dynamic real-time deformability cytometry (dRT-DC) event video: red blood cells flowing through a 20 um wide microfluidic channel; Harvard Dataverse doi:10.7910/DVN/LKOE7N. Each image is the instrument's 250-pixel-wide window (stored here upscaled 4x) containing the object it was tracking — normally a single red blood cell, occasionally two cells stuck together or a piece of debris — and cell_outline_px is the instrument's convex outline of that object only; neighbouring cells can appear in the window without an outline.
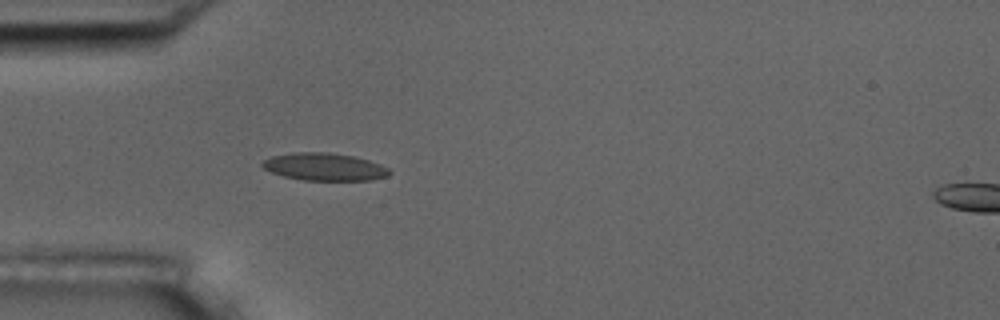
{"species": "common noctule bat (a hibernating species)", "species_latin": "Nyctalus noctula", "temperature_condition": "room temperature", "stored_images_in_passage": 5, "camera_frame_rate_fps": 3000, "um_per_image_px": 0.085, "animal": {"sex": "male", "body_mass_g": 17.5, "forearm_length_mm": 52.3}, "frame": {"image": 1, "passage_image": 5, "time_ms": 4.667, "image_size_px": [1000, 320], "cell_outline_px": [[392, 172], [388, 176], [368, 180], [304, 180], [284, 176], [272, 172], [264, 168], [260, 164], [264, 160], [272, 156], [296, 152], [328, 152], [352, 156], [368, 160], [380, 164], [388, 168]], "centroid_in_image_um": [27.58, 14.18], "position_along_channel_um": 57.4, "area_um2": 20.23}}